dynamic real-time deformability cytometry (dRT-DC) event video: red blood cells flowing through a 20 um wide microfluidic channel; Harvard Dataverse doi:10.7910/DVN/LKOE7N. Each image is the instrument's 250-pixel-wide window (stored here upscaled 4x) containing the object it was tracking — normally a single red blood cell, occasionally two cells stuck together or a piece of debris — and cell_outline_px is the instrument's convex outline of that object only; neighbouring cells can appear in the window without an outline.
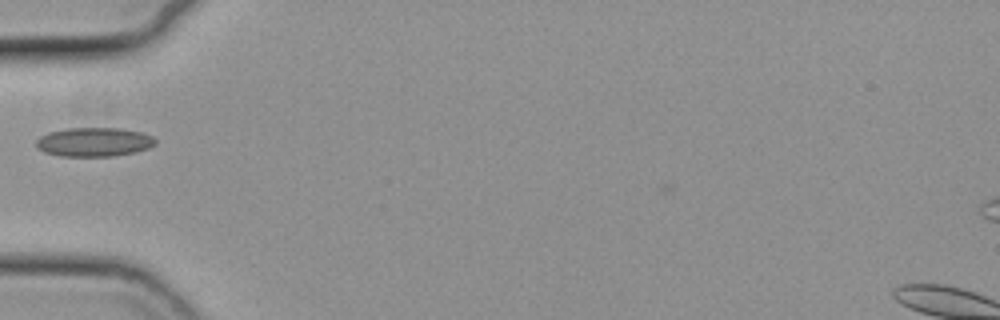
{"species": "common noctule bat (a hibernating species)", "species_latin": "Nyctalus noctula", "temperature_condition": "cold", "stored_images_in_passage": 5, "camera_frame_rate_fps": 3000, "um_per_image_px": 0.085, "animal": {"sex": "female", "body_mass_g": 19.3, "forearm_length_mm": 54.1}, "frame": {"image": 1, "passage_image": 1, "time_ms": 0.0, "image_size_px": [1000, 320], "cell_outline_px": [[156, 144], [148, 148], [136, 152], [112, 156], [60, 156], [44, 152], [36, 148], [36, 140], [40, 136], [48, 132], [76, 124], [120, 128], [140, 132], [152, 136], [156, 140]], "centroid_in_image_um": [7.93, 12.01], "position_along_channel_um": 77.1, "area_um2": 21.15}}